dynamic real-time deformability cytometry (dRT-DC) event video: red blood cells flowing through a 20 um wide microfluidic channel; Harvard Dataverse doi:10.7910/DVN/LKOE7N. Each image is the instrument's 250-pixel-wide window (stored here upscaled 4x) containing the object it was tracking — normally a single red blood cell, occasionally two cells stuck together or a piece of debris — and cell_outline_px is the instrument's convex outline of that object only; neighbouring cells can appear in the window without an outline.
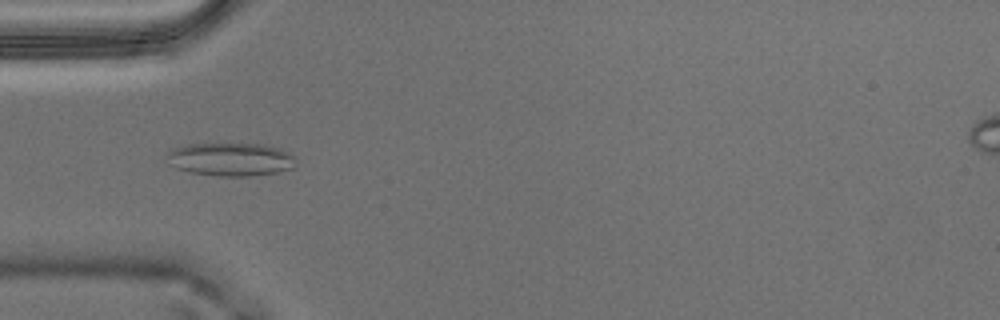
{"species": "Egyptian fruit bat (a non-hibernating species)", "species_latin": "Rousettus aegyptiacus", "temperature_condition": "warm", "stored_images_in_passage": 53, "camera_frame_rate_fps": 3000, "um_per_image_px": 0.085, "animal": {"sex": "male"}, "frame": {"image": 1, "passage_image": 15, "time_ms": 4.667, "image_size_px": [1000, 320], "cell_outline_px": [[296, 168], [276, 172], [252, 176], [216, 176], [188, 172], [176, 168], [164, 156], [172, 148], [188, 144], [264, 144], [280, 148], [296, 156]], "centroid_in_image_um": [19.64, 13.55], "position_along_channel_um": 65.4, "area_um2": 25.32}}
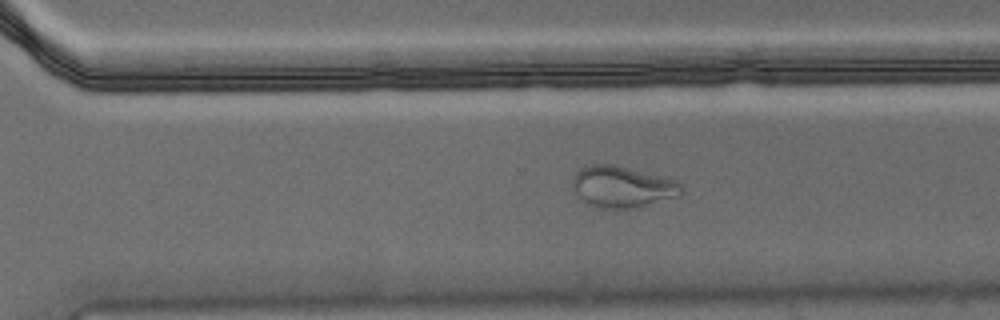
{"frame": {"image": 2, "passage_image": 36, "time_ms": 11.667, "image_size_px": [1000, 320], "cell_outline_px": [[680, 196], [640, 208], [616, 212], [592, 204], [584, 200], [572, 188], [572, 180], [576, 172], [584, 164], [616, 164], [676, 180], [680, 184]], "centroid_in_image_um": [52.9, 15.9], "position_along_channel_um": 317.7, "area_um2": 26.82}}
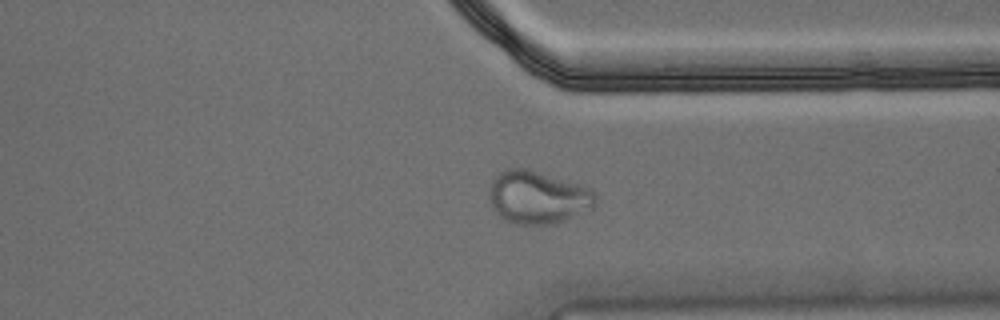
{"frame": {"image": 3, "passage_image": 40, "time_ms": 13.0, "image_size_px": [1000, 320], "cell_outline_px": [[596, 200], [592, 208], [564, 220], [528, 228], [508, 220], [496, 212], [492, 208], [488, 196], [488, 192], [492, 180], [504, 168], [524, 168], [580, 184], [592, 188], [596, 196]], "centroid_in_image_um": [45.69, 16.78], "position_along_channel_um": 365.7, "area_um2": 32.83}, "authors_computed_cell_mechanics": {"area_um2": 24.3916, "velocity_mm_per_s": 3.5982, "shape_relaxation_time_tau1_ms": null, "shape_relaxation_time_tau2_ms": 1.0421, "deformation_change_tau1": null, "deformation_change_tau2": 0.0709}}